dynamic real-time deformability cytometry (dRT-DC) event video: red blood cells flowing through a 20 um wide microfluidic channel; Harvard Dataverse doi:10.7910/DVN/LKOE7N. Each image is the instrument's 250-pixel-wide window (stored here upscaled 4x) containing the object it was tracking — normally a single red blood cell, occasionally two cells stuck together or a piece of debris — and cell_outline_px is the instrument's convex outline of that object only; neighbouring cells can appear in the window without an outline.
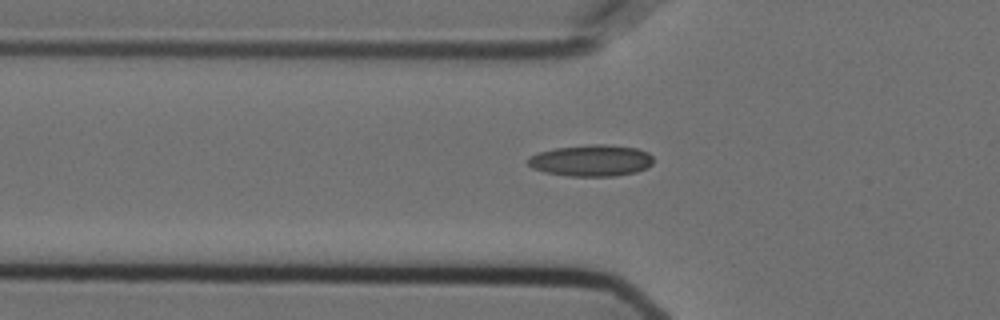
{"species": "Egyptian fruit bat (a non-hibernating species)", "species_latin": "Rousettus aegyptiacus", "temperature_condition": "cold", "stored_images_in_passage": 39, "camera_frame_rate_fps": 3000, "um_per_image_px": 0.085, "animal": {"sex": "female"}, "frame": {"image": 1, "passage_image": 4, "time_ms": 1.0, "image_size_px": [1000, 320], "cell_outline_px": [[652, 164], [648, 168], [636, 172], [616, 176], [568, 176], [544, 172], [532, 168], [528, 164], [528, 156], [536, 152], [556, 148], [592, 144], [604, 144], [636, 148], [648, 152], [652, 156]], "centroid_in_image_um": [50.24, 13.65], "position_along_channel_um": 75.6, "area_um2": 23.18}}
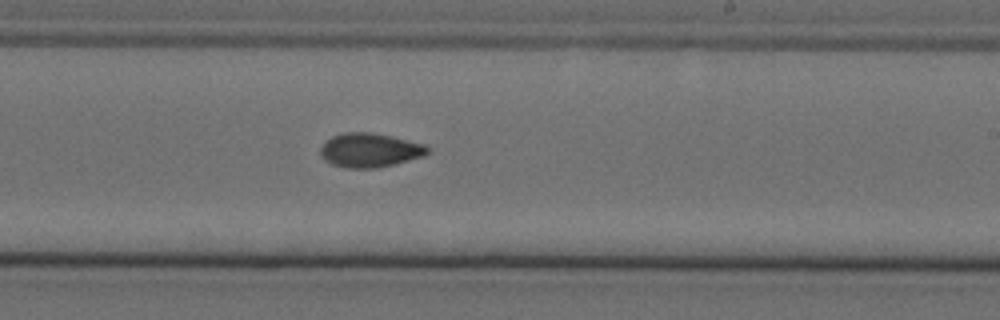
{"frame": {"image": 2, "passage_image": 19, "time_ms": 6.0, "image_size_px": [1000, 320], "cell_outline_px": [[432, 148], [424, 156], [376, 168], [348, 168], [332, 164], [324, 160], [320, 152], [320, 148], [324, 140], [332, 136], [344, 132], [372, 132], [424, 144]], "centroid_in_image_um": [31.4, 12.75], "position_along_channel_um": 257.6, "area_um2": 21.27}}
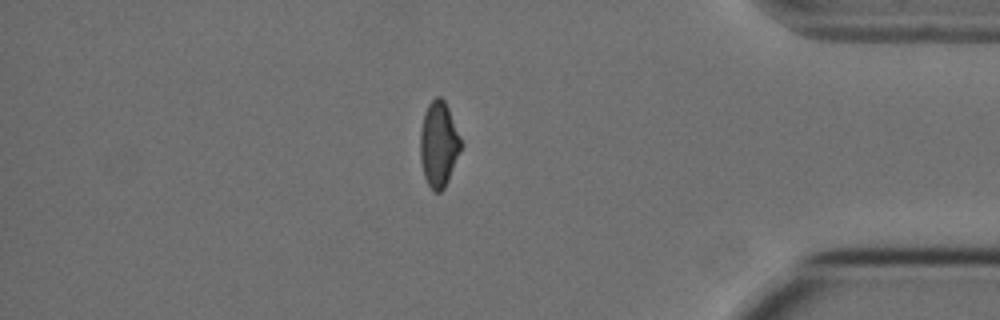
{"frame": {"image": 3, "passage_image": 33, "time_ms": 10.667, "image_size_px": [1000, 320], "cell_outline_px": [[464, 144], [448, 180], [444, 188], [440, 192], [432, 192], [424, 176], [420, 160], [420, 128], [424, 112], [428, 104], [436, 96], [440, 96], [444, 100], [448, 108]], "centroid_in_image_um": [37.29, 12.26], "position_along_channel_um": 397.9, "area_um2": 20.58}}